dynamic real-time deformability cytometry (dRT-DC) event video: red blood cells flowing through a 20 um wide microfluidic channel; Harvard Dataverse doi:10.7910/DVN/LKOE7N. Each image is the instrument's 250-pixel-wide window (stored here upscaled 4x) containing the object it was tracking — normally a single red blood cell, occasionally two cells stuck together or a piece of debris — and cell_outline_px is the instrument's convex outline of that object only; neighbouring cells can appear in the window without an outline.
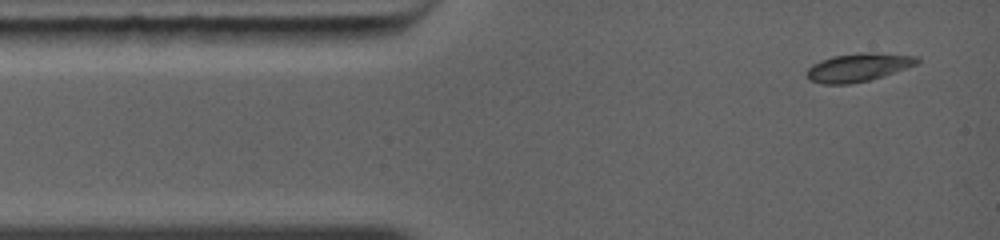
{"species": "common noctule bat (a hibernating species)", "species_latin": "Nyctalus noctula", "temperature_condition": "warm", "stored_images_in_passage": 3, "camera_frame_rate_fps": 5000, "um_per_image_px": 0.085, "animal": {"sex": "female", "body_mass_g": 19.0, "forearm_length_mm": 56.7}, "frame": {"image": 1, "passage_image": 1, "time_ms": 0.0, "image_size_px": [1000, 240], "cell_outline_px": [[920, 60], [916, 64], [868, 80], [848, 84], [824, 84], [808, 80], [808, 68], [812, 64], [820, 60], [832, 56], [860, 52], [872, 52], [920, 56]], "centroid_in_image_um": [72.92, 5.7], "position_along_channel_um": 12.1, "area_um2": 17.98}}
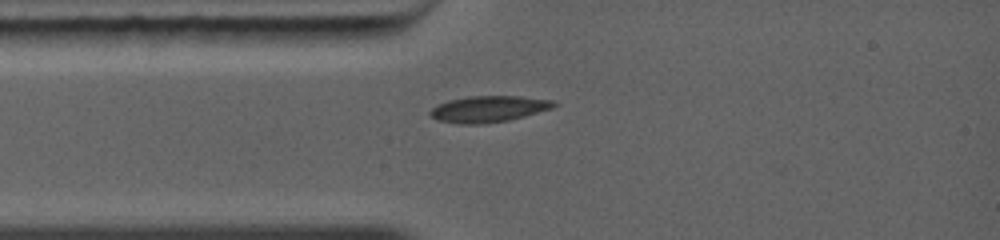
{"frame": {"image": 2, "passage_image": 3, "time_ms": 1.8, "image_size_px": [1000, 240], "cell_outline_px": [[556, 104], [552, 108], [524, 116], [508, 120], [484, 124], [460, 124], [440, 120], [432, 116], [428, 112], [432, 108], [448, 100], [468, 96], [516, 96], [556, 100]], "centroid_in_image_um": [41.54, 9.26], "position_along_channel_um": 43.5, "area_um2": 18.79}}